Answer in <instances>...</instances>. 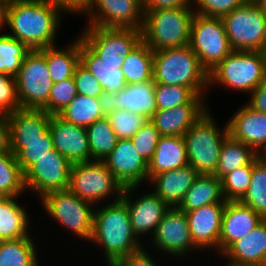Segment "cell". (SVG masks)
Segmentation results:
<instances>
[{
    "instance_id": "cell-1",
    "label": "cell",
    "mask_w": 266,
    "mask_h": 266,
    "mask_svg": "<svg viewBox=\"0 0 266 266\" xmlns=\"http://www.w3.org/2000/svg\"><path fill=\"white\" fill-rule=\"evenodd\" d=\"M61 15L49 0H9L3 2L2 26L31 50L43 49L55 45Z\"/></svg>"
},
{
    "instance_id": "cell-2",
    "label": "cell",
    "mask_w": 266,
    "mask_h": 266,
    "mask_svg": "<svg viewBox=\"0 0 266 266\" xmlns=\"http://www.w3.org/2000/svg\"><path fill=\"white\" fill-rule=\"evenodd\" d=\"M140 240L133 231L128 207L122 199L97 209L95 206L90 241L102 247L107 266L144 248Z\"/></svg>"
},
{
    "instance_id": "cell-3",
    "label": "cell",
    "mask_w": 266,
    "mask_h": 266,
    "mask_svg": "<svg viewBox=\"0 0 266 266\" xmlns=\"http://www.w3.org/2000/svg\"><path fill=\"white\" fill-rule=\"evenodd\" d=\"M153 66L155 84L185 86L197 95L209 90L208 71L189 45L153 52Z\"/></svg>"
},
{
    "instance_id": "cell-4",
    "label": "cell",
    "mask_w": 266,
    "mask_h": 266,
    "mask_svg": "<svg viewBox=\"0 0 266 266\" xmlns=\"http://www.w3.org/2000/svg\"><path fill=\"white\" fill-rule=\"evenodd\" d=\"M143 12L142 40L153 52L189 45L193 5Z\"/></svg>"
},
{
    "instance_id": "cell-5",
    "label": "cell",
    "mask_w": 266,
    "mask_h": 266,
    "mask_svg": "<svg viewBox=\"0 0 266 266\" xmlns=\"http://www.w3.org/2000/svg\"><path fill=\"white\" fill-rule=\"evenodd\" d=\"M266 76V52L233 50L208 72V87H222L251 93Z\"/></svg>"
},
{
    "instance_id": "cell-6",
    "label": "cell",
    "mask_w": 266,
    "mask_h": 266,
    "mask_svg": "<svg viewBox=\"0 0 266 266\" xmlns=\"http://www.w3.org/2000/svg\"><path fill=\"white\" fill-rule=\"evenodd\" d=\"M209 109L184 134L188 163L198 174L214 175L221 145L229 135L228 125L220 128Z\"/></svg>"
},
{
    "instance_id": "cell-7",
    "label": "cell",
    "mask_w": 266,
    "mask_h": 266,
    "mask_svg": "<svg viewBox=\"0 0 266 266\" xmlns=\"http://www.w3.org/2000/svg\"><path fill=\"white\" fill-rule=\"evenodd\" d=\"M43 210L66 230L90 242L93 234L94 204L69 189L54 191L39 199Z\"/></svg>"
},
{
    "instance_id": "cell-8",
    "label": "cell",
    "mask_w": 266,
    "mask_h": 266,
    "mask_svg": "<svg viewBox=\"0 0 266 266\" xmlns=\"http://www.w3.org/2000/svg\"><path fill=\"white\" fill-rule=\"evenodd\" d=\"M230 46L236 51H266V14L252 1L222 17Z\"/></svg>"
},
{
    "instance_id": "cell-9",
    "label": "cell",
    "mask_w": 266,
    "mask_h": 266,
    "mask_svg": "<svg viewBox=\"0 0 266 266\" xmlns=\"http://www.w3.org/2000/svg\"><path fill=\"white\" fill-rule=\"evenodd\" d=\"M68 189L97 206L112 196L111 202L120 200L124 190L103 161L72 164Z\"/></svg>"
},
{
    "instance_id": "cell-10",
    "label": "cell",
    "mask_w": 266,
    "mask_h": 266,
    "mask_svg": "<svg viewBox=\"0 0 266 266\" xmlns=\"http://www.w3.org/2000/svg\"><path fill=\"white\" fill-rule=\"evenodd\" d=\"M189 46L208 72L233 51L222 18L197 13L191 24Z\"/></svg>"
},
{
    "instance_id": "cell-11",
    "label": "cell",
    "mask_w": 266,
    "mask_h": 266,
    "mask_svg": "<svg viewBox=\"0 0 266 266\" xmlns=\"http://www.w3.org/2000/svg\"><path fill=\"white\" fill-rule=\"evenodd\" d=\"M15 78L21 108L42 109L53 86L46 62V48L31 50Z\"/></svg>"
},
{
    "instance_id": "cell-12",
    "label": "cell",
    "mask_w": 266,
    "mask_h": 266,
    "mask_svg": "<svg viewBox=\"0 0 266 266\" xmlns=\"http://www.w3.org/2000/svg\"><path fill=\"white\" fill-rule=\"evenodd\" d=\"M81 40L104 62L123 64L142 40L141 29L86 26Z\"/></svg>"
},
{
    "instance_id": "cell-13",
    "label": "cell",
    "mask_w": 266,
    "mask_h": 266,
    "mask_svg": "<svg viewBox=\"0 0 266 266\" xmlns=\"http://www.w3.org/2000/svg\"><path fill=\"white\" fill-rule=\"evenodd\" d=\"M72 164L55 149L39 158L24 172V185L41 199L54 191L67 190Z\"/></svg>"
},
{
    "instance_id": "cell-14",
    "label": "cell",
    "mask_w": 266,
    "mask_h": 266,
    "mask_svg": "<svg viewBox=\"0 0 266 266\" xmlns=\"http://www.w3.org/2000/svg\"><path fill=\"white\" fill-rule=\"evenodd\" d=\"M87 15V26L142 29L144 22L141 0H94Z\"/></svg>"
},
{
    "instance_id": "cell-15",
    "label": "cell",
    "mask_w": 266,
    "mask_h": 266,
    "mask_svg": "<svg viewBox=\"0 0 266 266\" xmlns=\"http://www.w3.org/2000/svg\"><path fill=\"white\" fill-rule=\"evenodd\" d=\"M152 245L173 257L183 258L189 250H200L193 242L186 212L170 208L153 234Z\"/></svg>"
},
{
    "instance_id": "cell-16",
    "label": "cell",
    "mask_w": 266,
    "mask_h": 266,
    "mask_svg": "<svg viewBox=\"0 0 266 266\" xmlns=\"http://www.w3.org/2000/svg\"><path fill=\"white\" fill-rule=\"evenodd\" d=\"M137 188L138 186L124 188L121 199L128 207L133 231L140 239L142 235L145 236L148 233L153 236L157 226L171 207L153 191L131 199V195Z\"/></svg>"
},
{
    "instance_id": "cell-17",
    "label": "cell",
    "mask_w": 266,
    "mask_h": 266,
    "mask_svg": "<svg viewBox=\"0 0 266 266\" xmlns=\"http://www.w3.org/2000/svg\"><path fill=\"white\" fill-rule=\"evenodd\" d=\"M103 162L123 188L139 187L148 181V163L138 154L130 139H118Z\"/></svg>"
},
{
    "instance_id": "cell-18",
    "label": "cell",
    "mask_w": 266,
    "mask_h": 266,
    "mask_svg": "<svg viewBox=\"0 0 266 266\" xmlns=\"http://www.w3.org/2000/svg\"><path fill=\"white\" fill-rule=\"evenodd\" d=\"M49 131L54 149L71 164L91 161L85 127L67 122L59 115H51Z\"/></svg>"
},
{
    "instance_id": "cell-19",
    "label": "cell",
    "mask_w": 266,
    "mask_h": 266,
    "mask_svg": "<svg viewBox=\"0 0 266 266\" xmlns=\"http://www.w3.org/2000/svg\"><path fill=\"white\" fill-rule=\"evenodd\" d=\"M226 203H213L187 212L190 234L200 250L219 252L222 217Z\"/></svg>"
},
{
    "instance_id": "cell-20",
    "label": "cell",
    "mask_w": 266,
    "mask_h": 266,
    "mask_svg": "<svg viewBox=\"0 0 266 266\" xmlns=\"http://www.w3.org/2000/svg\"><path fill=\"white\" fill-rule=\"evenodd\" d=\"M226 123L233 139L250 146L259 155L266 153V113L243 104Z\"/></svg>"
},
{
    "instance_id": "cell-21",
    "label": "cell",
    "mask_w": 266,
    "mask_h": 266,
    "mask_svg": "<svg viewBox=\"0 0 266 266\" xmlns=\"http://www.w3.org/2000/svg\"><path fill=\"white\" fill-rule=\"evenodd\" d=\"M264 219L241 201H226L219 237L221 255L233 242L245 237Z\"/></svg>"
},
{
    "instance_id": "cell-22",
    "label": "cell",
    "mask_w": 266,
    "mask_h": 266,
    "mask_svg": "<svg viewBox=\"0 0 266 266\" xmlns=\"http://www.w3.org/2000/svg\"><path fill=\"white\" fill-rule=\"evenodd\" d=\"M154 80L127 84L121 91L106 96V110L124 109L147 120L157 111Z\"/></svg>"
},
{
    "instance_id": "cell-23",
    "label": "cell",
    "mask_w": 266,
    "mask_h": 266,
    "mask_svg": "<svg viewBox=\"0 0 266 266\" xmlns=\"http://www.w3.org/2000/svg\"><path fill=\"white\" fill-rule=\"evenodd\" d=\"M220 256L229 259L227 264L231 266H266V219Z\"/></svg>"
},
{
    "instance_id": "cell-24",
    "label": "cell",
    "mask_w": 266,
    "mask_h": 266,
    "mask_svg": "<svg viewBox=\"0 0 266 266\" xmlns=\"http://www.w3.org/2000/svg\"><path fill=\"white\" fill-rule=\"evenodd\" d=\"M207 105V103H187L171 109L157 110L150 121L161 136H184L210 109Z\"/></svg>"
},
{
    "instance_id": "cell-25",
    "label": "cell",
    "mask_w": 266,
    "mask_h": 266,
    "mask_svg": "<svg viewBox=\"0 0 266 266\" xmlns=\"http://www.w3.org/2000/svg\"><path fill=\"white\" fill-rule=\"evenodd\" d=\"M189 164L153 176L148 182L155 186L153 192L171 208H177L198 176Z\"/></svg>"
},
{
    "instance_id": "cell-26",
    "label": "cell",
    "mask_w": 266,
    "mask_h": 266,
    "mask_svg": "<svg viewBox=\"0 0 266 266\" xmlns=\"http://www.w3.org/2000/svg\"><path fill=\"white\" fill-rule=\"evenodd\" d=\"M80 63L101 84L105 97L121 91L127 84L120 63L101 60L80 38Z\"/></svg>"
},
{
    "instance_id": "cell-27",
    "label": "cell",
    "mask_w": 266,
    "mask_h": 266,
    "mask_svg": "<svg viewBox=\"0 0 266 266\" xmlns=\"http://www.w3.org/2000/svg\"><path fill=\"white\" fill-rule=\"evenodd\" d=\"M184 136H161L148 162V181L155 175L188 165Z\"/></svg>"
},
{
    "instance_id": "cell-28",
    "label": "cell",
    "mask_w": 266,
    "mask_h": 266,
    "mask_svg": "<svg viewBox=\"0 0 266 266\" xmlns=\"http://www.w3.org/2000/svg\"><path fill=\"white\" fill-rule=\"evenodd\" d=\"M7 117L10 141H34L49 129L51 115L43 109L20 108Z\"/></svg>"
},
{
    "instance_id": "cell-29",
    "label": "cell",
    "mask_w": 266,
    "mask_h": 266,
    "mask_svg": "<svg viewBox=\"0 0 266 266\" xmlns=\"http://www.w3.org/2000/svg\"><path fill=\"white\" fill-rule=\"evenodd\" d=\"M213 203H226L221 179L215 175L199 174L177 208L187 213Z\"/></svg>"
},
{
    "instance_id": "cell-30",
    "label": "cell",
    "mask_w": 266,
    "mask_h": 266,
    "mask_svg": "<svg viewBox=\"0 0 266 266\" xmlns=\"http://www.w3.org/2000/svg\"><path fill=\"white\" fill-rule=\"evenodd\" d=\"M17 198L0 197V241L25 238L31 234L30 216L26 208L17 202Z\"/></svg>"
},
{
    "instance_id": "cell-31",
    "label": "cell",
    "mask_w": 266,
    "mask_h": 266,
    "mask_svg": "<svg viewBox=\"0 0 266 266\" xmlns=\"http://www.w3.org/2000/svg\"><path fill=\"white\" fill-rule=\"evenodd\" d=\"M71 42L61 49L56 45L46 48V62L53 83L72 78L80 63V36Z\"/></svg>"
},
{
    "instance_id": "cell-32",
    "label": "cell",
    "mask_w": 266,
    "mask_h": 266,
    "mask_svg": "<svg viewBox=\"0 0 266 266\" xmlns=\"http://www.w3.org/2000/svg\"><path fill=\"white\" fill-rule=\"evenodd\" d=\"M106 98L87 97L77 94L58 115L65 121L88 127L106 116Z\"/></svg>"
},
{
    "instance_id": "cell-33",
    "label": "cell",
    "mask_w": 266,
    "mask_h": 266,
    "mask_svg": "<svg viewBox=\"0 0 266 266\" xmlns=\"http://www.w3.org/2000/svg\"><path fill=\"white\" fill-rule=\"evenodd\" d=\"M122 72L126 84H135L153 79V51L141 40L124 58Z\"/></svg>"
},
{
    "instance_id": "cell-34",
    "label": "cell",
    "mask_w": 266,
    "mask_h": 266,
    "mask_svg": "<svg viewBox=\"0 0 266 266\" xmlns=\"http://www.w3.org/2000/svg\"><path fill=\"white\" fill-rule=\"evenodd\" d=\"M257 155L250 146L228 135L221 145L219 161L214 175L221 179L235 169L248 165Z\"/></svg>"
},
{
    "instance_id": "cell-35",
    "label": "cell",
    "mask_w": 266,
    "mask_h": 266,
    "mask_svg": "<svg viewBox=\"0 0 266 266\" xmlns=\"http://www.w3.org/2000/svg\"><path fill=\"white\" fill-rule=\"evenodd\" d=\"M29 236L0 241V266H39L37 247ZM32 238V239H31Z\"/></svg>"
},
{
    "instance_id": "cell-36",
    "label": "cell",
    "mask_w": 266,
    "mask_h": 266,
    "mask_svg": "<svg viewBox=\"0 0 266 266\" xmlns=\"http://www.w3.org/2000/svg\"><path fill=\"white\" fill-rule=\"evenodd\" d=\"M91 161H103L114 149L118 137L105 116L86 127Z\"/></svg>"
},
{
    "instance_id": "cell-37",
    "label": "cell",
    "mask_w": 266,
    "mask_h": 266,
    "mask_svg": "<svg viewBox=\"0 0 266 266\" xmlns=\"http://www.w3.org/2000/svg\"><path fill=\"white\" fill-rule=\"evenodd\" d=\"M241 202L266 219V157L264 155L258 154L252 160L250 187Z\"/></svg>"
},
{
    "instance_id": "cell-38",
    "label": "cell",
    "mask_w": 266,
    "mask_h": 266,
    "mask_svg": "<svg viewBox=\"0 0 266 266\" xmlns=\"http://www.w3.org/2000/svg\"><path fill=\"white\" fill-rule=\"evenodd\" d=\"M11 152L15 155L22 172L24 173L39 158L49 154L54 149L49 129L34 141H10Z\"/></svg>"
},
{
    "instance_id": "cell-39",
    "label": "cell",
    "mask_w": 266,
    "mask_h": 266,
    "mask_svg": "<svg viewBox=\"0 0 266 266\" xmlns=\"http://www.w3.org/2000/svg\"><path fill=\"white\" fill-rule=\"evenodd\" d=\"M25 191L24 173L15 155L0 154V197H20Z\"/></svg>"
},
{
    "instance_id": "cell-40",
    "label": "cell",
    "mask_w": 266,
    "mask_h": 266,
    "mask_svg": "<svg viewBox=\"0 0 266 266\" xmlns=\"http://www.w3.org/2000/svg\"><path fill=\"white\" fill-rule=\"evenodd\" d=\"M31 49L16 38L3 33L0 35V73L16 77L22 62Z\"/></svg>"
},
{
    "instance_id": "cell-41",
    "label": "cell",
    "mask_w": 266,
    "mask_h": 266,
    "mask_svg": "<svg viewBox=\"0 0 266 266\" xmlns=\"http://www.w3.org/2000/svg\"><path fill=\"white\" fill-rule=\"evenodd\" d=\"M155 97L157 110L187 103H206L204 95H197L191 88L179 85L156 84Z\"/></svg>"
},
{
    "instance_id": "cell-42",
    "label": "cell",
    "mask_w": 266,
    "mask_h": 266,
    "mask_svg": "<svg viewBox=\"0 0 266 266\" xmlns=\"http://www.w3.org/2000/svg\"><path fill=\"white\" fill-rule=\"evenodd\" d=\"M252 174V161L221 178L222 192L226 201H241L247 194Z\"/></svg>"
},
{
    "instance_id": "cell-43",
    "label": "cell",
    "mask_w": 266,
    "mask_h": 266,
    "mask_svg": "<svg viewBox=\"0 0 266 266\" xmlns=\"http://www.w3.org/2000/svg\"><path fill=\"white\" fill-rule=\"evenodd\" d=\"M106 111V117L118 139H130L147 121L142 115L124 109Z\"/></svg>"
},
{
    "instance_id": "cell-44",
    "label": "cell",
    "mask_w": 266,
    "mask_h": 266,
    "mask_svg": "<svg viewBox=\"0 0 266 266\" xmlns=\"http://www.w3.org/2000/svg\"><path fill=\"white\" fill-rule=\"evenodd\" d=\"M76 84L74 78L53 83L48 102L42 108L49 115H58L76 97Z\"/></svg>"
},
{
    "instance_id": "cell-45",
    "label": "cell",
    "mask_w": 266,
    "mask_h": 266,
    "mask_svg": "<svg viewBox=\"0 0 266 266\" xmlns=\"http://www.w3.org/2000/svg\"><path fill=\"white\" fill-rule=\"evenodd\" d=\"M160 138L161 134L155 125L150 120H147L130 140L138 154L148 163L154 155Z\"/></svg>"
},
{
    "instance_id": "cell-46",
    "label": "cell",
    "mask_w": 266,
    "mask_h": 266,
    "mask_svg": "<svg viewBox=\"0 0 266 266\" xmlns=\"http://www.w3.org/2000/svg\"><path fill=\"white\" fill-rule=\"evenodd\" d=\"M248 0H192L195 13L203 16L222 18Z\"/></svg>"
},
{
    "instance_id": "cell-47",
    "label": "cell",
    "mask_w": 266,
    "mask_h": 266,
    "mask_svg": "<svg viewBox=\"0 0 266 266\" xmlns=\"http://www.w3.org/2000/svg\"><path fill=\"white\" fill-rule=\"evenodd\" d=\"M20 108L16 78L0 73V114L9 115Z\"/></svg>"
},
{
    "instance_id": "cell-48",
    "label": "cell",
    "mask_w": 266,
    "mask_h": 266,
    "mask_svg": "<svg viewBox=\"0 0 266 266\" xmlns=\"http://www.w3.org/2000/svg\"><path fill=\"white\" fill-rule=\"evenodd\" d=\"M73 78L77 94L87 97L106 98L101 84L81 63L77 65Z\"/></svg>"
},
{
    "instance_id": "cell-49",
    "label": "cell",
    "mask_w": 266,
    "mask_h": 266,
    "mask_svg": "<svg viewBox=\"0 0 266 266\" xmlns=\"http://www.w3.org/2000/svg\"><path fill=\"white\" fill-rule=\"evenodd\" d=\"M111 266H158L145 248L117 259Z\"/></svg>"
},
{
    "instance_id": "cell-50",
    "label": "cell",
    "mask_w": 266,
    "mask_h": 266,
    "mask_svg": "<svg viewBox=\"0 0 266 266\" xmlns=\"http://www.w3.org/2000/svg\"><path fill=\"white\" fill-rule=\"evenodd\" d=\"M62 13L87 14L93 6L94 0H49Z\"/></svg>"
},
{
    "instance_id": "cell-51",
    "label": "cell",
    "mask_w": 266,
    "mask_h": 266,
    "mask_svg": "<svg viewBox=\"0 0 266 266\" xmlns=\"http://www.w3.org/2000/svg\"><path fill=\"white\" fill-rule=\"evenodd\" d=\"M194 5L192 0H143V11H155L161 9H173Z\"/></svg>"
},
{
    "instance_id": "cell-52",
    "label": "cell",
    "mask_w": 266,
    "mask_h": 266,
    "mask_svg": "<svg viewBox=\"0 0 266 266\" xmlns=\"http://www.w3.org/2000/svg\"><path fill=\"white\" fill-rule=\"evenodd\" d=\"M250 100L246 103L253 110L266 113V76L264 80L250 93Z\"/></svg>"
},
{
    "instance_id": "cell-53",
    "label": "cell",
    "mask_w": 266,
    "mask_h": 266,
    "mask_svg": "<svg viewBox=\"0 0 266 266\" xmlns=\"http://www.w3.org/2000/svg\"><path fill=\"white\" fill-rule=\"evenodd\" d=\"M10 128L7 115L0 114V154L10 153Z\"/></svg>"
},
{
    "instance_id": "cell-54",
    "label": "cell",
    "mask_w": 266,
    "mask_h": 266,
    "mask_svg": "<svg viewBox=\"0 0 266 266\" xmlns=\"http://www.w3.org/2000/svg\"><path fill=\"white\" fill-rule=\"evenodd\" d=\"M266 14V0H252Z\"/></svg>"
},
{
    "instance_id": "cell-55",
    "label": "cell",
    "mask_w": 266,
    "mask_h": 266,
    "mask_svg": "<svg viewBox=\"0 0 266 266\" xmlns=\"http://www.w3.org/2000/svg\"><path fill=\"white\" fill-rule=\"evenodd\" d=\"M2 16H3V2L0 0V29L2 26Z\"/></svg>"
}]
</instances>
